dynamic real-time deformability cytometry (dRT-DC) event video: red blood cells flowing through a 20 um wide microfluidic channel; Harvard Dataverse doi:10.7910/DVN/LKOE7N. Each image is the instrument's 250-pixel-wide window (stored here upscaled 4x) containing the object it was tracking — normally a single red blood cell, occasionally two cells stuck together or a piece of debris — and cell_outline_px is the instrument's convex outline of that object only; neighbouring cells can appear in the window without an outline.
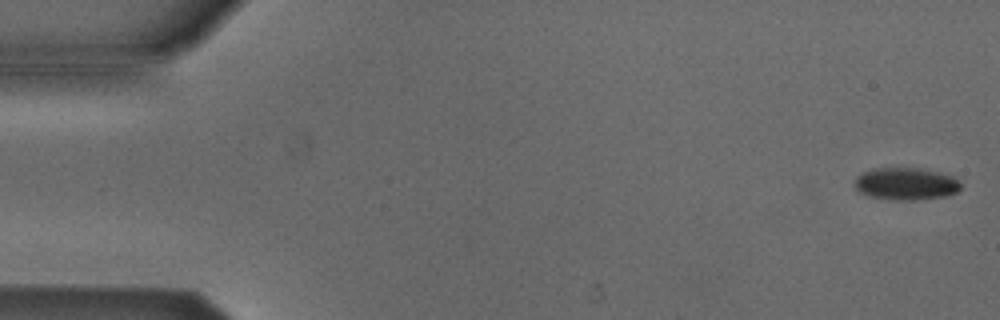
{"species": "Egyptian fruit bat (a non-hibernating species)", "species_latin": "Rousettus aegyptiacus", "temperature_condition": "cold", "stored_images_in_passage": 5, "camera_frame_rate_fps": 3000, "um_per_image_px": 0.085, "animal": {"sex": "male"}, "frame": {"image": 1, "passage_image": 1, "time_ms": 0.0, "image_size_px": [1000, 320], "cell_outline_px": [[960, 188], [956, 192], [948, 196], [916, 200], [896, 200], [868, 196], [860, 192], [852, 184], [856, 176], [864, 172], [876, 168], [920, 168], [940, 172], [952, 176], [960, 180]], "centroid_in_image_um": [77.0, 15.62], "position_along_channel_um": 8.0, "area_um2": 20.17}}
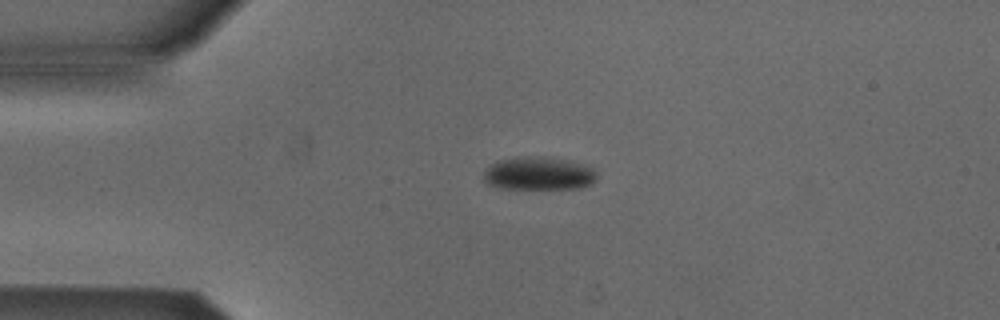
{"frame": {"image": 2, "passage_image": 4, "time_ms": 1.0, "image_size_px": [1000, 320], "cell_outline_px": [[596, 180], [592, 184], [580, 188], [500, 188], [488, 184], [484, 180], [484, 172], [492, 164], [500, 160], [524, 156], [540, 156], [568, 160], [592, 168], [596, 172]], "centroid_in_image_um": [45.8, 14.75], "position_along_channel_um": 39.2, "area_um2": 21.62}}